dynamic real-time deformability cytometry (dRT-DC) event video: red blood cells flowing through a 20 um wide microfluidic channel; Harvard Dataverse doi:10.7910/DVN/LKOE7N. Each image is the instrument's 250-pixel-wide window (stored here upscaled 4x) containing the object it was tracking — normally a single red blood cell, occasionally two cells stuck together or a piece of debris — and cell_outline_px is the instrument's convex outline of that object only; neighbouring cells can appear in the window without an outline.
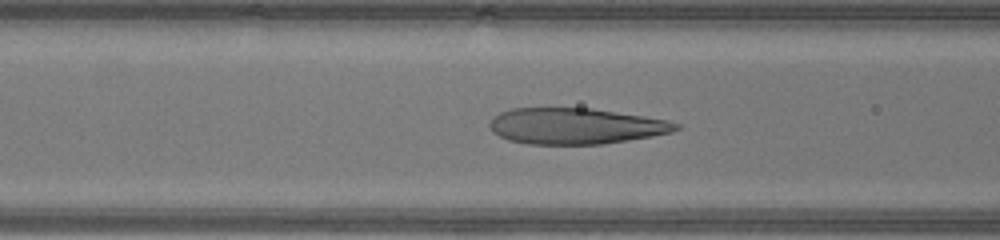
{"species": "human", "species_latin": "Homo sapiens", "temperature_condition": "warm", "stored_images_in_passage": 31, "camera_frame_rate_fps": 3000, "um_per_image_px": 0.085, "donor": {"sex": "male"}, "frame": {"image": 1, "passage_image": 8, "time_ms": 2.333, "image_size_px": [1000, 240], "cell_outline_px": [[680, 128], [672, 132], [652, 136], [628, 140], [600, 144], [528, 144], [508, 140], [492, 132], [488, 124], [500, 112], [512, 108], [592, 108], [668, 120], [680, 124]], "centroid_in_image_um": [48.92, 10.71], "position_along_channel_um": 117.7, "area_um2": 39.02}}
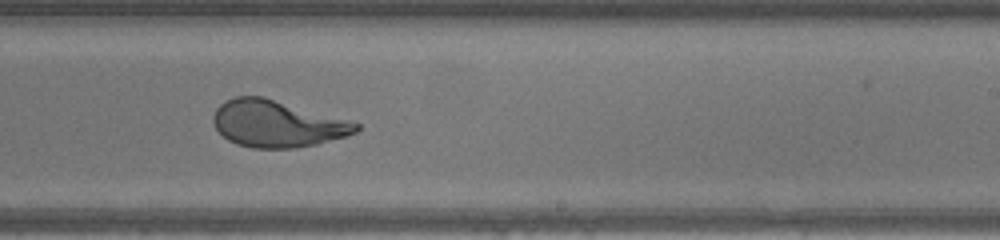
{"frame": {"image": 2, "passage_image": 18, "time_ms": 5.667, "image_size_px": [1000, 240], "cell_outline_px": [[360, 128], [356, 132], [348, 136], [316, 144], [296, 148], [252, 148], [236, 144], [228, 140], [216, 128], [212, 120], [212, 116], [216, 108], [220, 104], [236, 96], [264, 96], [360, 124]], "centroid_in_image_um": [23.53, 10.52], "position_along_channel_um": 265.5, "area_um2": 38.73}}
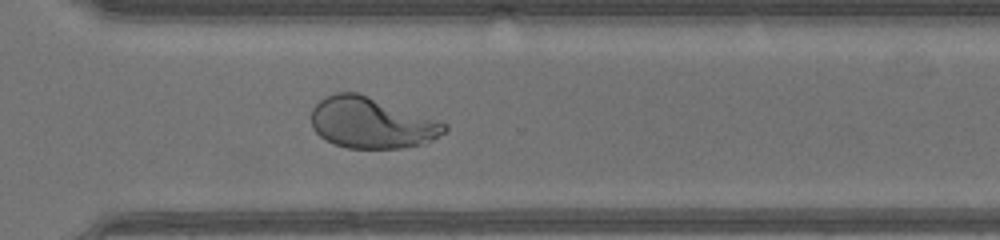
{"frame": {"image": 3, "passage_image": 23, "time_ms": 7.333, "image_size_px": [1000, 240], "cell_outline_px": [[448, 128], [444, 132], [432, 140], [420, 144], [400, 148], [348, 148], [332, 144], [324, 140], [312, 128], [312, 108], [320, 100], [336, 92], [356, 92], [440, 120], [448, 124]], "centroid_in_image_um": [31.57, 10.45], "position_along_channel_um": 339.0, "area_um2": 39.48}, "authors_computed_cell_mechanics": {"area_um2": 39.5352, "velocity_mm_per_s": 4.4392, "shape_relaxation_time_tau1_ms": 5.5712, "shape_relaxation_time_tau2_ms": null, "deformation_change_tau1": 0.3094, "deformation_change_tau2": null}}